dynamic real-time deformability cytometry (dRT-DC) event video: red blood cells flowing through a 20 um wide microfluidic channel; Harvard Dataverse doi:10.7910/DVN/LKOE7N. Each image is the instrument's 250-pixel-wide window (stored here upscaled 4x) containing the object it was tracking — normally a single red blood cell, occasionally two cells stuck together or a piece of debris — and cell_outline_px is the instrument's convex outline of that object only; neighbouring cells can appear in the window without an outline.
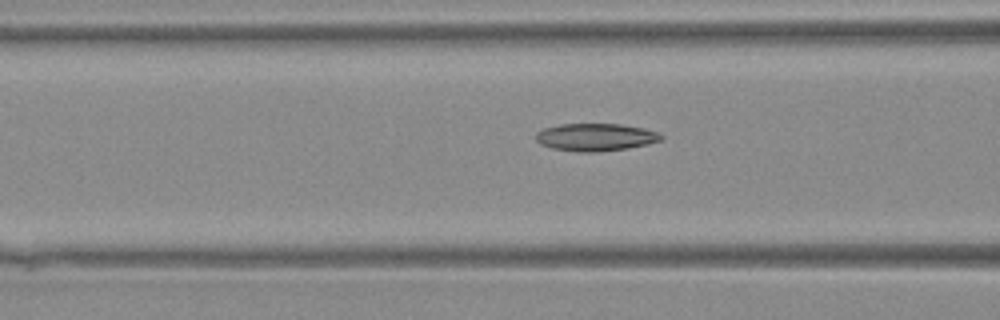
{"species": "Egyptian fruit bat (a non-hibernating species)", "species_latin": "Rousettus aegyptiacus", "temperature_condition": "warm", "stored_images_in_passage": 4, "camera_frame_rate_fps": 3000, "um_per_image_px": 0.085, "animal": {"sex": "female"}, "frame": {"image": 1, "passage_image": 4, "time_ms": 1.0, "image_size_px": [1000, 320], "cell_outline_px": [[664, 140], [648, 144], [628, 148], [596, 152], [580, 152], [552, 148], [540, 144], [536, 140], [536, 132], [544, 128], [560, 124], [620, 124], [644, 128], [660, 132], [664, 136]], "centroid_in_image_um": [50.67, 11.66], "position_along_channel_um": 115.9, "area_um2": 20.29}}